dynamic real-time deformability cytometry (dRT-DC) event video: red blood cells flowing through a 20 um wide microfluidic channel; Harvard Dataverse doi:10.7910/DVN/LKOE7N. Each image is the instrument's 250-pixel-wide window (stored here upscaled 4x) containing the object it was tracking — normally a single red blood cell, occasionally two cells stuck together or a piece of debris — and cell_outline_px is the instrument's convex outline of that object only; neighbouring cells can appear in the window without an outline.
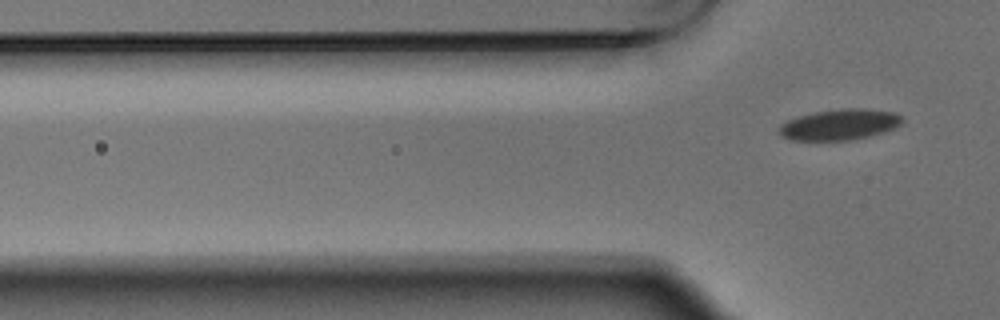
{"species": "Egyptian fruit bat (a non-hibernating species)", "species_latin": "Rousettus aegyptiacus", "temperature_condition": "warm", "stored_images_in_passage": 5, "camera_frame_rate_fps": 3000, "um_per_image_px": 0.085, "animal": {"sex": "male"}, "frame": {"image": 1, "passage_image": 5, "time_ms": 1.333, "image_size_px": [1000, 320], "cell_outline_px": [[904, 120], [896, 128], [884, 132], [852, 140], [792, 140], [780, 136], [780, 124], [788, 120], [800, 116], [816, 112], [840, 108], [864, 108], [896, 112]], "centroid_in_image_um": [71.41, 10.58], "position_along_channel_um": 54.4, "area_um2": 22.14}}